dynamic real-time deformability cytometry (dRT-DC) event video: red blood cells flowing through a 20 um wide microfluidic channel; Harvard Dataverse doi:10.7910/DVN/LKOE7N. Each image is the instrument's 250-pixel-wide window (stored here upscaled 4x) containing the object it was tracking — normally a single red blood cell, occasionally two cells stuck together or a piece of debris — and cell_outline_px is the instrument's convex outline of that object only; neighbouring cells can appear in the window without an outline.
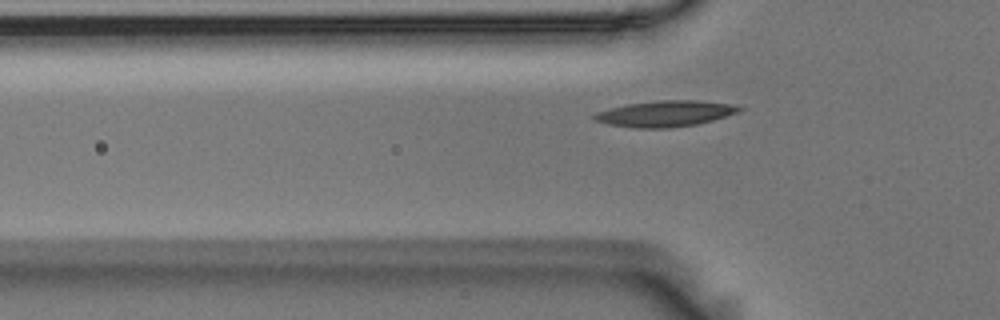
{"species": "Egyptian fruit bat (a non-hibernating species)", "species_latin": "Rousettus aegyptiacus", "temperature_condition": "room temperature", "stored_images_in_passage": 40, "camera_frame_rate_fps": 3000, "um_per_image_px": 0.085, "animal": {"sex": "male"}, "frame": {"image": 1, "passage_image": 7, "time_ms": 2.0, "image_size_px": [1000, 320], "cell_outline_px": [[744, 108], [740, 112], [712, 120], [696, 124], [668, 128], [636, 128], [608, 124], [592, 120], [592, 116], [596, 112], [608, 108], [628, 104], [660, 100], [696, 100], [728, 104]], "centroid_in_image_um": [56.5, 9.66], "position_along_channel_um": 69.3, "area_um2": 21.85}}
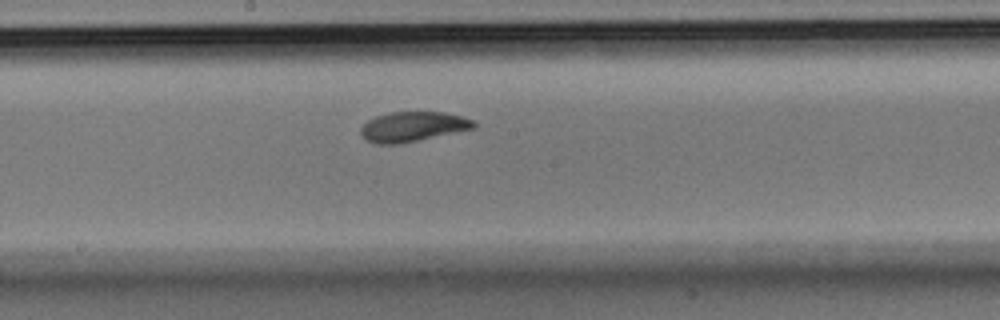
{"frame": {"image": 2, "passage_image": 19, "time_ms": 6.0, "image_size_px": [1000, 320], "cell_outline_px": [[476, 128], [400, 144], [376, 144], [368, 140], [360, 132], [360, 128], [368, 120], [376, 116], [388, 112], [444, 112], [460, 116], [472, 120], [476, 124]], "centroid_in_image_um": [35.09, 10.76], "position_along_channel_um": 213.1, "area_um2": 19.59}}
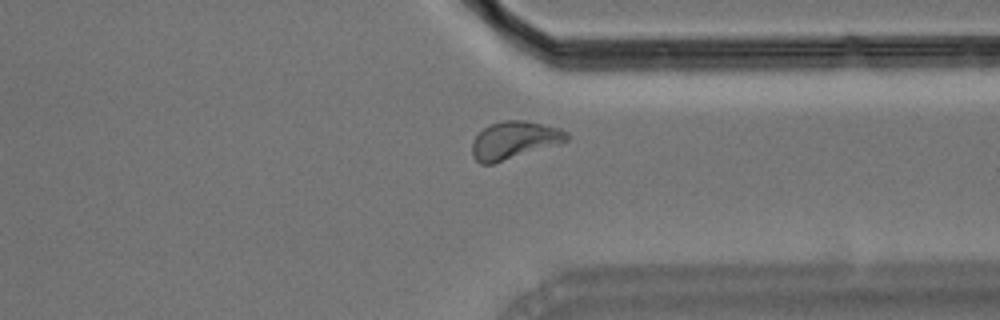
{"frame": {"image": 3, "passage_image": 32, "time_ms": 10.333, "image_size_px": [1000, 320], "cell_outline_px": [[572, 136], [568, 140], [492, 164], [480, 164], [472, 156], [472, 140], [488, 124], [504, 120], [524, 120], [544, 124], [560, 128], [568, 132]], "centroid_in_image_um": [43.7, 11.89], "position_along_channel_um": 367.7, "area_um2": 20.63}}